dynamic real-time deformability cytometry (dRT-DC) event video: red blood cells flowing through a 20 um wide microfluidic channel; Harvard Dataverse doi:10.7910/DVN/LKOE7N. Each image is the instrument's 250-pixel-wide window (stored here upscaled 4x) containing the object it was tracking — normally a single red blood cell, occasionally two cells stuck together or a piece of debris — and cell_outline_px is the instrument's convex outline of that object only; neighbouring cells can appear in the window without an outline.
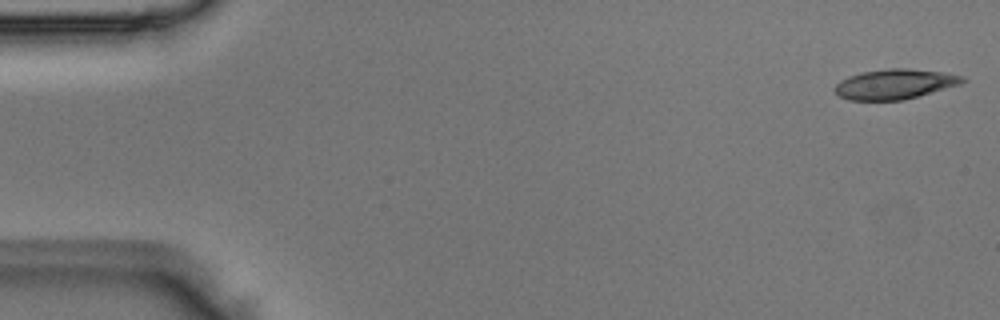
{"species": "Egyptian fruit bat (a non-hibernating species)", "species_latin": "Rousettus aegyptiacus", "temperature_condition": "room temperature", "stored_images_in_passage": 49, "camera_frame_rate_fps": 3000, "um_per_image_px": 0.085, "animal": {"sex": "male"}, "frame": {"image": 1, "passage_image": 1, "time_ms": 0.0, "image_size_px": [1000, 320], "cell_outline_px": [[968, 80], [960, 84], [904, 100], [848, 100], [840, 96], [832, 88], [840, 80], [848, 76], [860, 72], [888, 68], [908, 68], [944, 72], [964, 76]], "centroid_in_image_um": [76.05, 7.14], "position_along_channel_um": 8.9, "area_um2": 22.48}}
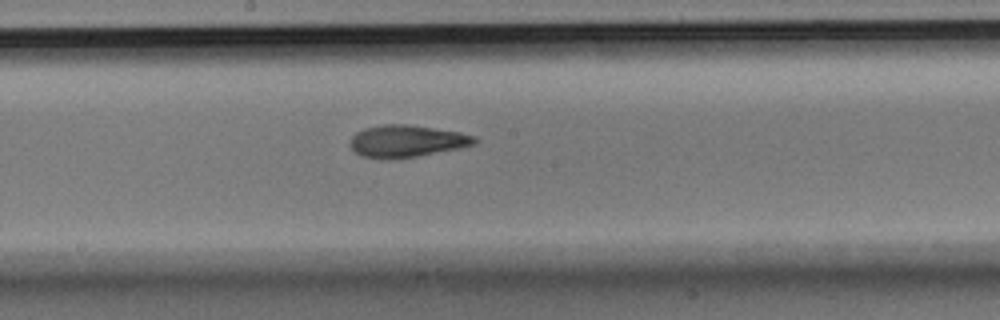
{"frame": {"image": 2, "passage_image": 26, "time_ms": 8.333, "image_size_px": [1000, 320], "cell_outline_px": [[480, 140], [476, 144], [460, 148], [416, 156], [392, 160], [384, 160], [360, 156], [348, 144], [352, 136], [356, 132], [364, 128], [384, 124], [404, 124], [460, 132], [476, 136]], "centroid_in_image_um": [34.56, 12.01], "position_along_channel_um": 213.6, "area_um2": 23.52}}
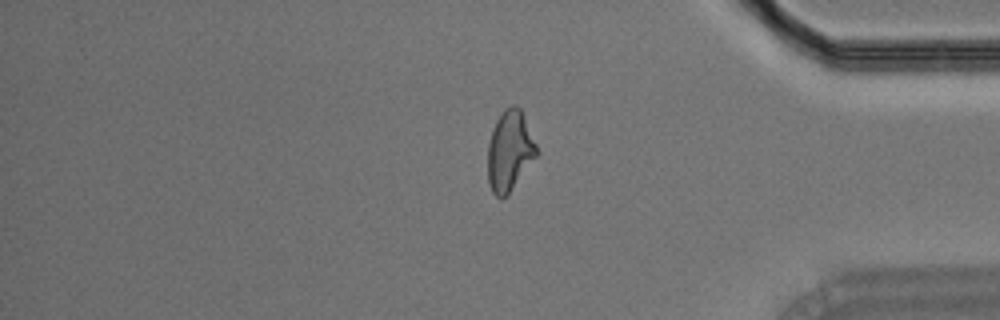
{"frame": {"image": 3, "passage_image": 41, "time_ms": 13.333, "image_size_px": [1000, 320], "cell_outline_px": [[540, 152], [508, 196], [500, 200], [492, 192], [488, 184], [488, 144], [496, 120], [500, 112], [504, 108], [512, 104], [516, 104], [520, 108], [524, 116]], "centroid_in_image_um": [43.33, 12.85], "position_along_channel_um": 391.9, "area_um2": 23.35}}